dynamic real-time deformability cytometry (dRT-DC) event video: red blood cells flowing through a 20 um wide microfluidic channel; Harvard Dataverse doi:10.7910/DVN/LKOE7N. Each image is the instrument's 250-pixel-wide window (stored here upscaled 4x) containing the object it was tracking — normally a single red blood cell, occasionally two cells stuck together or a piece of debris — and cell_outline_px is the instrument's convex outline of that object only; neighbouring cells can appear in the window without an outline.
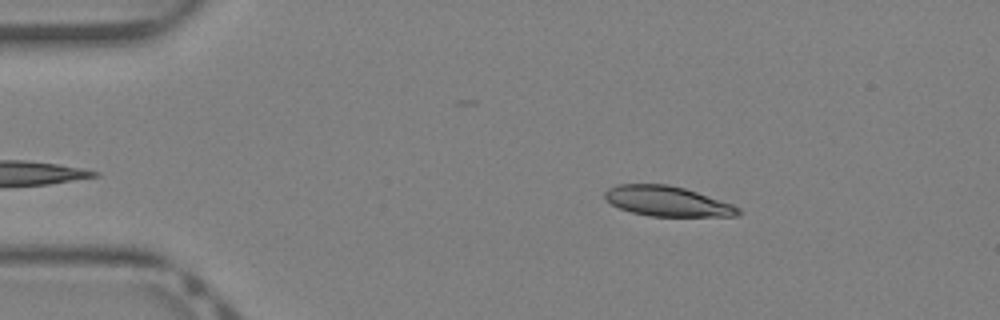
{"species": "Egyptian fruit bat (a non-hibernating species)", "species_latin": "Rousettus aegyptiacus", "temperature_condition": "warm", "stored_images_in_passage": 6, "camera_frame_rate_fps": 3000, "um_per_image_px": 0.085, "animal": {"sex": "female"}, "frame": {"image": 1, "passage_image": 3, "time_ms": 0.667, "image_size_px": [1000, 320], "cell_outline_px": [[744, 212], [736, 216], [648, 216], [632, 212], [620, 208], [612, 204], [604, 196], [604, 192], [608, 188], [616, 184], [668, 184], [684, 188], [732, 204], [740, 208]], "centroid_in_image_um": [56.73, 17.1], "position_along_channel_um": 28.3, "area_um2": 23.29}}